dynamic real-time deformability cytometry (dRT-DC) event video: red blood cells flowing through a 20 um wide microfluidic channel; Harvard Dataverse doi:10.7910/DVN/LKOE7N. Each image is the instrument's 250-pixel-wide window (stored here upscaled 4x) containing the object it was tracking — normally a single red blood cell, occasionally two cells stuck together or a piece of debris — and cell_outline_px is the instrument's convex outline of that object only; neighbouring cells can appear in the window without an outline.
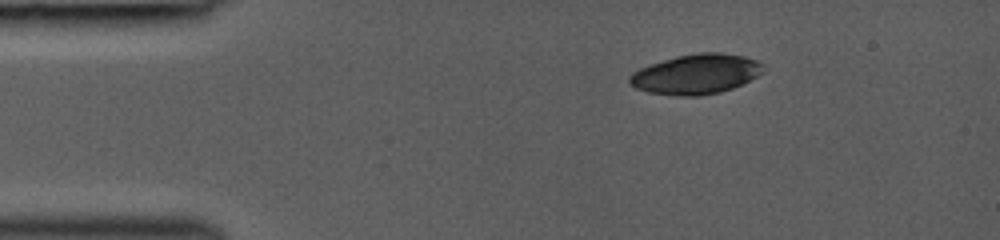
{"species": "common noctule bat (a hibernating species)", "species_latin": "Nyctalus noctula", "temperature_condition": "room temperature", "stored_images_in_passage": 5, "camera_frame_rate_fps": 3000, "um_per_image_px": 0.085, "animal": {"sex": "female", "body_mass_g": 19.0, "forearm_length_mm": 53.3}, "frame": {"image": 1, "passage_image": 1, "time_ms": 0.0, "image_size_px": [1000, 240], "cell_outline_px": [[764, 72], [732, 88], [720, 92], [696, 96], [680, 96], [648, 92], [636, 88], [628, 80], [632, 72], [640, 68], [676, 56], [696, 52], [720, 52], [744, 56], [756, 60], [764, 64]], "centroid_in_image_um": [59.18, 6.29], "position_along_channel_um": 25.8, "area_um2": 30.92}}